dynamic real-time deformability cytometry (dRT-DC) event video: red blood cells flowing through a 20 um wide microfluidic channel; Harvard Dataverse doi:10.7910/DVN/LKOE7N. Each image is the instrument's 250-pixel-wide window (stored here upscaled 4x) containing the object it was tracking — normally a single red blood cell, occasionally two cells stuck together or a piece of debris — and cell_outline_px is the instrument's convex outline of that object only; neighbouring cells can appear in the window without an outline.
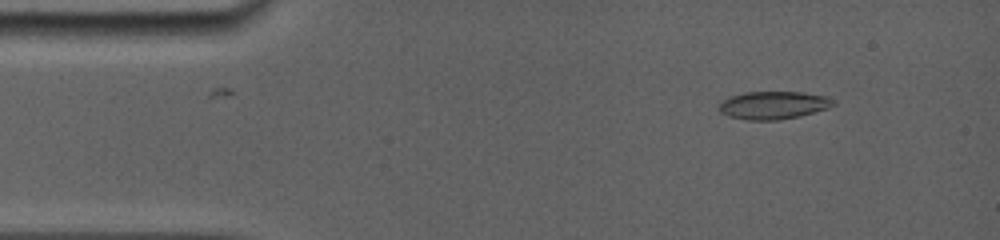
{"species": "common noctule bat (a hibernating species)", "species_latin": "Nyctalus noctula", "temperature_condition": "room temperature", "stored_images_in_passage": 73, "camera_frame_rate_fps": 5000, "um_per_image_px": 0.085, "animal": {"sex": "female", "body_mass_g": 19.0, "forearm_length_mm": 56.7}, "frame": {"image": 1, "passage_image": 2, "time_ms": 0.2, "image_size_px": [1000, 240], "cell_outline_px": [[836, 104], [828, 108], [800, 116], [780, 120], [748, 120], [728, 116], [720, 112], [716, 108], [728, 96], [744, 92], [800, 92], [828, 96], [836, 100]], "centroid_in_image_um": [65.74, 8.94], "position_along_channel_um": 19.3, "area_um2": 18.79}}
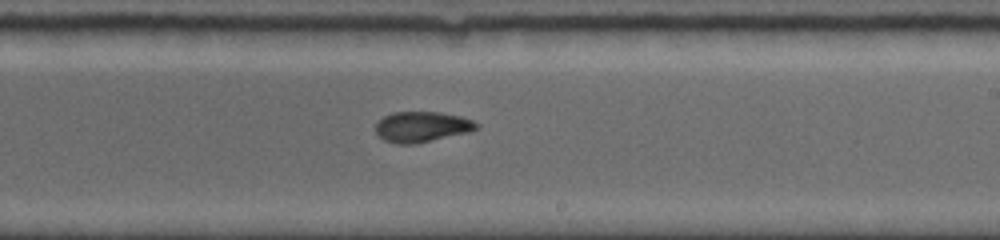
{"frame": {"image": 2, "passage_image": 41, "time_ms": 8.0, "image_size_px": [1000, 240], "cell_outline_px": [[480, 128], [468, 132], [416, 144], [396, 144], [384, 140], [376, 132], [376, 124], [384, 116], [392, 112], [440, 112], [460, 116], [472, 120], [480, 124]], "centroid_in_image_um": [35.88, 10.78], "position_along_channel_um": 253.1, "area_um2": 17.98}}
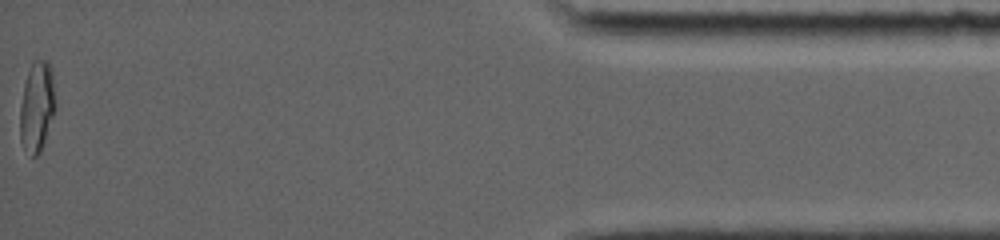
{"frame": {"image": 3, "passage_image": 73, "time_ms": 14.4, "image_size_px": [1000, 240], "cell_outline_px": [[56, 108], [40, 152], [36, 156], [32, 156], [20, 140], [20, 104], [24, 84], [28, 72], [32, 64], [36, 60], [48, 60], [52, 72]], "centroid_in_image_um": [3.14, 9.04], "position_along_channel_um": 432.1, "area_um2": 18.38}, "authors_computed_cell_mechanics": {"area_um2": 18.1492, "velocity_mm_per_s": 3.9406, "shape_relaxation_time_tau1_ms": null, "shape_relaxation_time_tau2_ms": 2.0797, "deformation_change_tau1": null, "deformation_change_tau2": 0.0486}}